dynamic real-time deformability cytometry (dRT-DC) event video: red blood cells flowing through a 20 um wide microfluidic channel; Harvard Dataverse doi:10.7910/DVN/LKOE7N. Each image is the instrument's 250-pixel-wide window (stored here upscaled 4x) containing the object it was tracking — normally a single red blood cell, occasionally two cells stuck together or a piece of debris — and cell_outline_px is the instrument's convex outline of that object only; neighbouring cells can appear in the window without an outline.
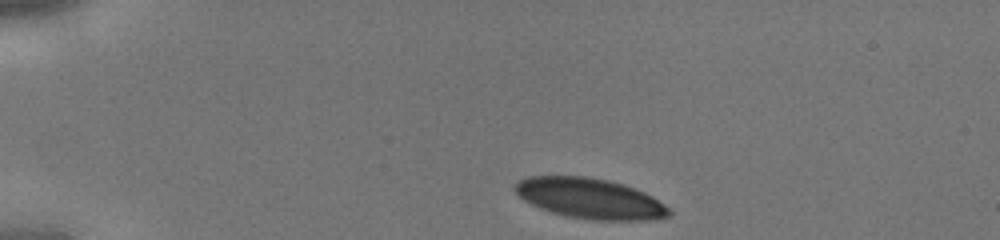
{"species": "human", "species_latin": "Homo sapiens", "temperature_condition": "cold", "stored_images_in_passage": 35, "camera_frame_rate_fps": 3000, "um_per_image_px": 0.085, "donor": {"sex": "male"}, "frame": {"image": 1, "passage_image": 1, "time_ms": 0.0, "image_size_px": [1000, 240], "cell_outline_px": [[672, 212], [668, 216], [652, 220], [592, 220], [568, 216], [552, 212], [540, 208], [524, 200], [512, 188], [520, 180], [528, 176], [584, 176], [608, 180], [624, 184], [636, 188], [652, 196], [664, 204]], "centroid_in_image_um": [50.16, 16.86], "position_along_channel_um": 34.8, "area_um2": 36.18}}
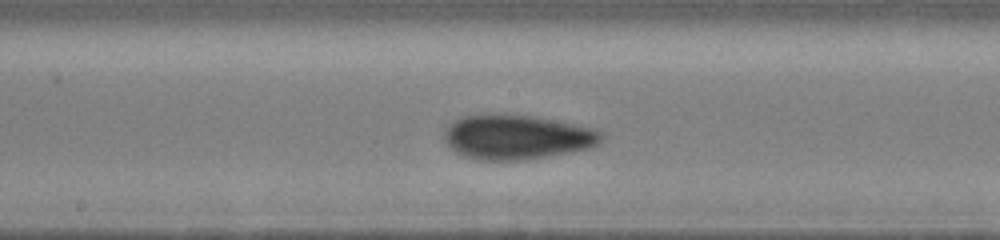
{"frame": {"image": 2, "passage_image": 16, "time_ms": 5.0, "image_size_px": [1000, 240], "cell_outline_px": [[604, 140], [592, 148], [524, 160], [476, 160], [464, 156], [456, 152], [444, 140], [444, 128], [448, 124], [460, 116], [540, 116], [596, 128], [604, 136]], "centroid_in_image_um": [43.98, 11.66], "position_along_channel_um": 204.2, "area_um2": 40.81}}
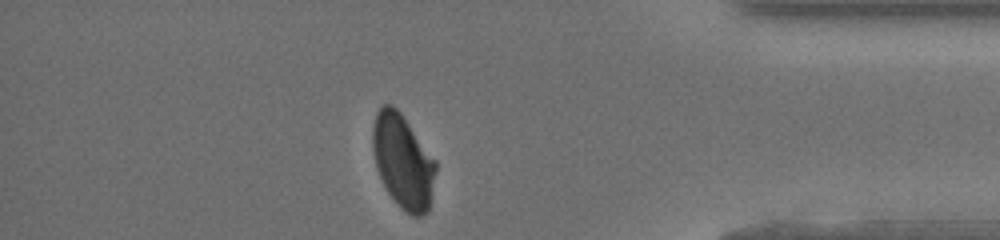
{"frame": {"image": 3, "passage_image": 30, "time_ms": 9.667, "image_size_px": [1000, 240], "cell_outline_px": [[436, 172], [428, 212], [420, 216], [412, 216], [404, 212], [400, 208], [388, 192], [376, 168], [372, 148], [372, 128], [376, 112], [384, 104], [392, 104], [400, 112], [436, 160]], "centroid_in_image_um": [34.24, 13.72], "position_along_channel_um": 401.0, "area_um2": 34.56}}